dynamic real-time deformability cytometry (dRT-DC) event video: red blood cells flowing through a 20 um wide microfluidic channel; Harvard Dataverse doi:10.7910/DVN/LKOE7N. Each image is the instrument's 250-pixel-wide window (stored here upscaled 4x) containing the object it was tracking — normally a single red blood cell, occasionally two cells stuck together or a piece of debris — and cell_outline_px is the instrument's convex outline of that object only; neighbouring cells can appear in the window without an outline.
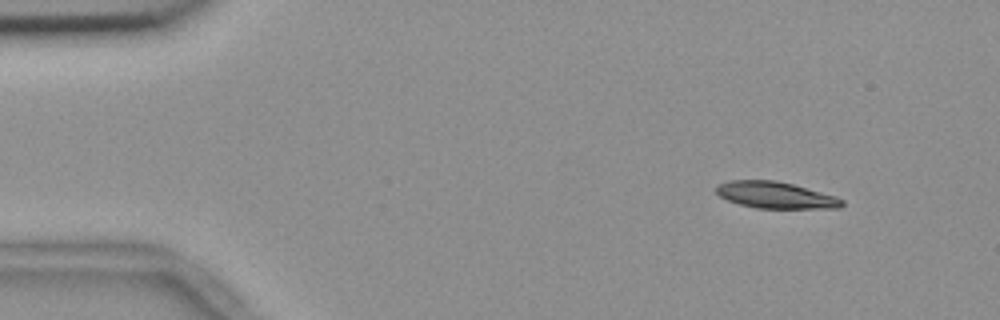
{"species": "common noctule bat (a hibernating species)", "species_latin": "Nyctalus noctula", "temperature_condition": "room temperature", "stored_images_in_passage": 5, "camera_frame_rate_fps": 3000, "um_per_image_px": 0.085, "animal": {"sex": "female", "body_mass_g": 18.4}, "frame": {"image": 1, "passage_image": 2, "time_ms": 0.333, "image_size_px": [1000, 320], "cell_outline_px": [[844, 204], [840, 208], [756, 208], [740, 204], [728, 200], [720, 196], [716, 192], [716, 188], [720, 184], [728, 180], [776, 180], [792, 184], [836, 196], [844, 200]], "centroid_in_image_um": [65.94, 16.58], "position_along_channel_um": 19.1, "area_um2": 19.36}}
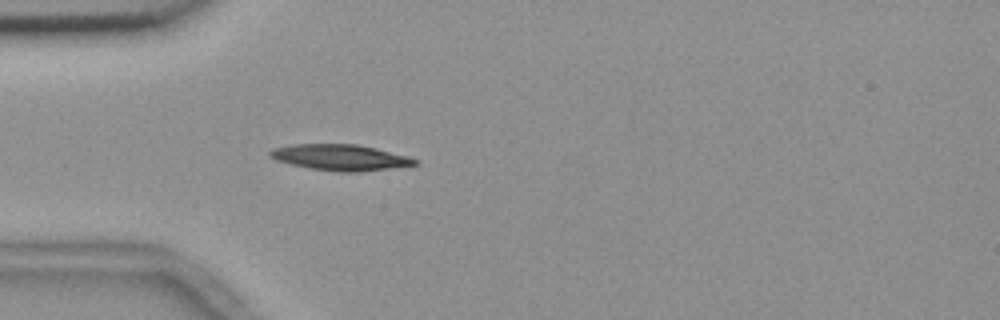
{"frame": {"image": 2, "passage_image": 5, "time_ms": 1.333, "image_size_px": [1000, 320], "cell_outline_px": [[416, 164], [360, 172], [340, 172], [312, 168], [292, 164], [276, 160], [268, 156], [268, 152], [272, 148], [292, 144], [356, 144], [376, 148], [408, 156], [416, 160]], "centroid_in_image_um": [28.86, 13.37], "position_along_channel_um": 56.1, "area_um2": 21.68}}